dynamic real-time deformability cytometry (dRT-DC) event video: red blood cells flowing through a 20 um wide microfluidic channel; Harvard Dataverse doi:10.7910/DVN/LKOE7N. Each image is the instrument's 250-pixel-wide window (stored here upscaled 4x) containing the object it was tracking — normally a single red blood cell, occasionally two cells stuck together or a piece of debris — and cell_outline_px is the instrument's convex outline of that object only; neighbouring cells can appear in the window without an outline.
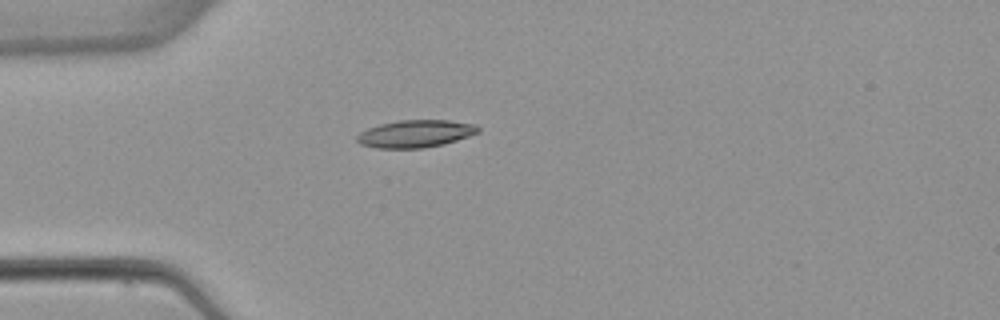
{"species": "common noctule bat (a hibernating species)", "species_latin": "Nyctalus noctula", "temperature_condition": "warm", "stored_images_in_passage": 5, "camera_frame_rate_fps": 3000, "um_per_image_px": 0.085, "animal": {"sex": "female", "body_mass_g": 22.7, "forearm_length_mm": 54.2}, "frame": {"image": 1, "passage_image": 4, "time_ms": 4.667, "image_size_px": [1000, 320], "cell_outline_px": [[480, 132], [444, 144], [424, 148], [376, 148], [360, 144], [356, 140], [356, 136], [360, 132], [368, 128], [380, 124], [400, 120], [448, 120], [476, 124], [480, 128]], "centroid_in_image_um": [35.32, 11.36], "position_along_channel_um": 49.7, "area_um2": 19.42}}